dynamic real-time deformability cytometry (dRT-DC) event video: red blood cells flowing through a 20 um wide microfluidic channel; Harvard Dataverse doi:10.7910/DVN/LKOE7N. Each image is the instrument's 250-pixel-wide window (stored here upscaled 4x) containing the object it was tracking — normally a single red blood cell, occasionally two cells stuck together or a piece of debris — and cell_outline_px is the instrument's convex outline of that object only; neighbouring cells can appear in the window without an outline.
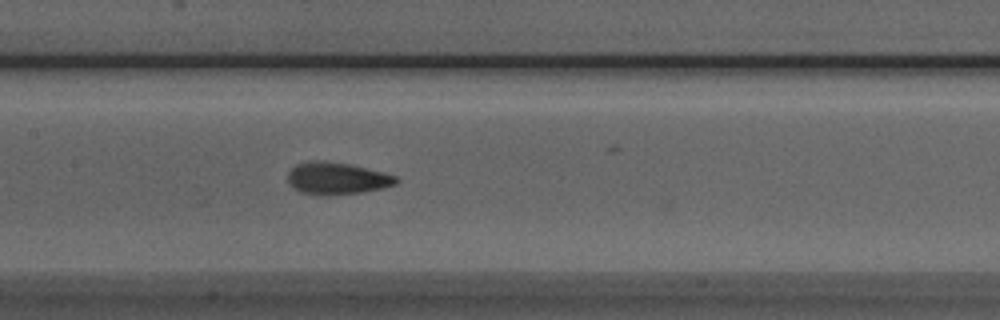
{"species": "Egyptian fruit bat (a non-hibernating species)", "species_latin": "Rousettus aegyptiacus", "temperature_condition": "room temperature", "stored_images_in_passage": 26, "camera_frame_rate_fps": 3000, "um_per_image_px": 0.085, "animal": {"sex": "male"}, "frame": {"image": 1, "passage_image": 10, "time_ms": 3.0, "image_size_px": [1000, 320], "cell_outline_px": [[400, 180], [396, 184], [384, 188], [360, 192], [328, 196], [316, 196], [300, 192], [288, 184], [288, 172], [296, 164], [308, 160], [324, 160], [348, 164], [384, 172], [396, 176]], "centroid_in_image_um": [28.61, 15.17], "position_along_channel_um": 178.8, "area_um2": 20.63}}
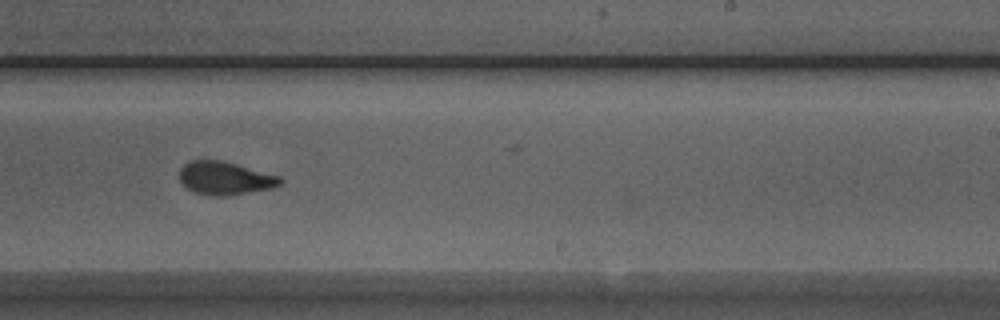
{"frame": {"image": 2, "passage_image": 17, "time_ms": 5.333, "image_size_px": [1000, 320], "cell_outline_px": [[284, 180], [280, 184], [272, 188], [224, 196], [216, 196], [196, 192], [184, 188], [180, 180], [180, 168], [188, 160], [220, 160], [236, 164], [280, 176]], "centroid_in_image_um": [19.1, 15.14], "position_along_channel_um": 269.9, "area_um2": 19.36}}
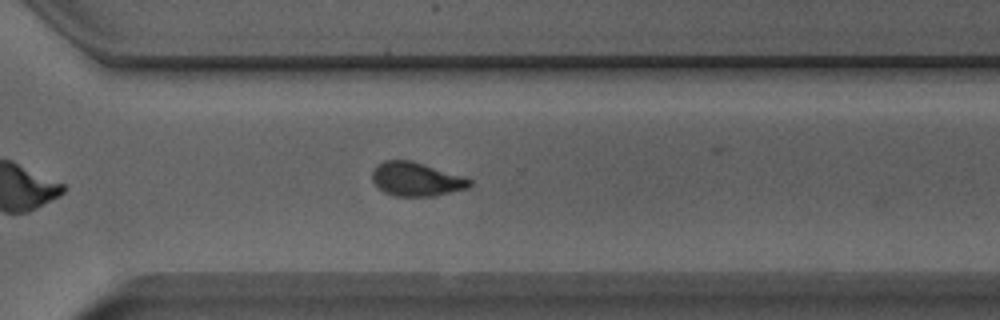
{"frame": {"image": 3, "passage_image": 22, "time_ms": 7.0, "image_size_px": [1000, 320], "cell_outline_px": [[472, 184], [468, 188], [436, 196], [392, 196], [384, 192], [372, 180], [372, 172], [376, 164], [384, 160], [412, 160], [464, 176], [472, 180]], "centroid_in_image_um": [35.39, 15.23], "position_along_channel_um": 335.2, "area_um2": 19.42}}